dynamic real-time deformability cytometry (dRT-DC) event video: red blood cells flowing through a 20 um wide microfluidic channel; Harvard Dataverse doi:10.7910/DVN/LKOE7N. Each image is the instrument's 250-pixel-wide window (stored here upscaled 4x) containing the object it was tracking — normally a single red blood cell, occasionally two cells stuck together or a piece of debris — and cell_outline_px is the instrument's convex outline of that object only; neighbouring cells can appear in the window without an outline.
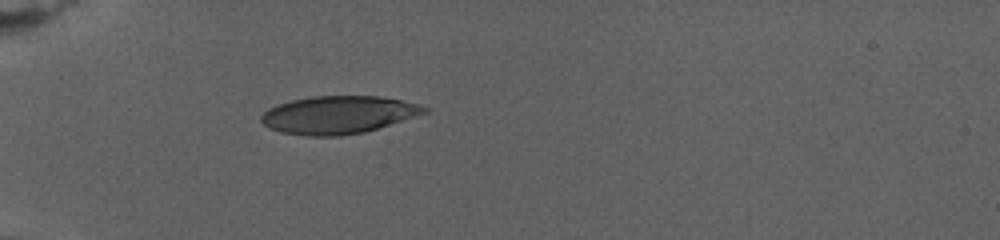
{"species": "human", "species_latin": "Homo sapiens", "temperature_condition": "warm", "stored_images_in_passage": 16, "camera_frame_rate_fps": 3000, "um_per_image_px": 0.085, "donor": {"sex": "female"}, "frame": {"image": 1, "passage_image": 1, "time_ms": 0.0, "image_size_px": [1000, 240], "cell_outline_px": [[428, 112], [364, 132], [336, 136], [304, 136], [280, 132], [268, 128], [260, 120], [260, 116], [268, 108], [276, 104], [292, 100], [312, 96], [380, 96], [400, 100], [416, 104], [428, 108]], "centroid_in_image_um": [28.68, 9.76], "position_along_channel_um": 56.3, "area_um2": 35.78}}
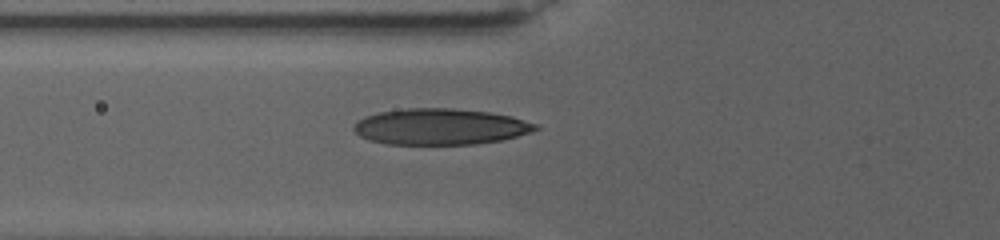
{"frame": {"image": 2, "passage_image": 10, "time_ms": 2.0, "image_size_px": [1000, 240], "cell_outline_px": [[540, 128], [532, 132], [504, 140], [476, 144], [388, 144], [368, 140], [360, 136], [352, 128], [364, 116], [380, 112], [408, 108], [452, 108], [488, 112], [512, 116], [540, 124]], "centroid_in_image_um": [37.49, 10.77], "position_along_channel_um": 88.3, "area_um2": 38.44}}